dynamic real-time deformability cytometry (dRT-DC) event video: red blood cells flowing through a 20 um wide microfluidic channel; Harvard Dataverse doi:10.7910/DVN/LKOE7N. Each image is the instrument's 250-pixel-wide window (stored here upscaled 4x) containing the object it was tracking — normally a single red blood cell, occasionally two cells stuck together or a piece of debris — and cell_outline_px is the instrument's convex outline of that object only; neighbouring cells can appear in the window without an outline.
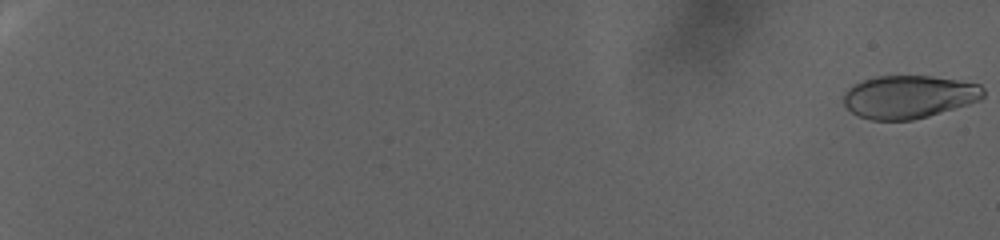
{"species": "human", "species_latin": "Homo sapiens", "temperature_condition": "warm", "stored_images_in_passage": 98, "camera_frame_rate_fps": 3000, "um_per_image_px": 0.085, "donor": {"sex": "female"}, "frame": {"image": 1, "passage_image": 1, "time_ms": 0.0, "image_size_px": [1000, 240], "cell_outline_px": [[984, 96], [980, 100], [968, 104], [928, 116], [912, 120], [872, 120], [856, 116], [844, 104], [844, 92], [852, 84], [876, 76], [932, 76], [980, 84], [984, 88]], "centroid_in_image_um": [77.24, 8.23], "position_along_channel_um": 7.8, "area_um2": 35.03}}
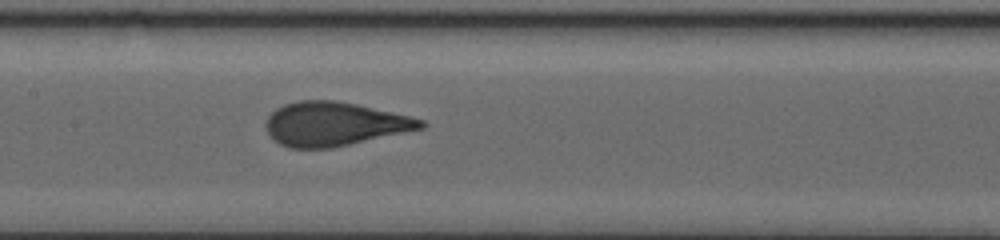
{"frame": {"image": 2, "passage_image": 58, "time_ms": 19.0, "image_size_px": [1000, 240], "cell_outline_px": [[428, 124], [424, 128], [332, 148], [288, 148], [280, 144], [268, 132], [264, 124], [268, 116], [276, 108], [284, 104], [300, 100], [332, 100], [356, 104], [408, 116], [424, 120]], "centroid_in_image_um": [28.4, 10.54], "position_along_channel_um": 179.0, "area_um2": 39.36}}
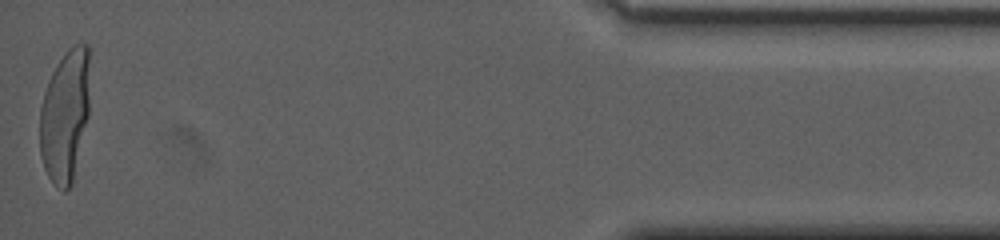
{"frame": {"image": 3, "passage_image": 98, "time_ms": 32.333, "image_size_px": [1000, 240], "cell_outline_px": [[92, 48], [88, 116], [72, 184], [64, 192], [48, 176], [44, 168], [40, 156], [40, 108], [44, 92], [48, 80], [52, 72], [68, 48], [72, 44], [88, 44]], "centroid_in_image_um": [5.57, 9.73], "position_along_channel_um": 429.6, "area_um2": 39.25}, "authors_computed_cell_mechanics": {"area_um2": 38.2636, "velocity_mm_per_s": 2.3359, "shape_relaxation_time_tau1_ms": 7.7742, "shape_relaxation_time_tau2_ms": null, "deformation_change_tau1": 0.2735, "deformation_change_tau2": null}}